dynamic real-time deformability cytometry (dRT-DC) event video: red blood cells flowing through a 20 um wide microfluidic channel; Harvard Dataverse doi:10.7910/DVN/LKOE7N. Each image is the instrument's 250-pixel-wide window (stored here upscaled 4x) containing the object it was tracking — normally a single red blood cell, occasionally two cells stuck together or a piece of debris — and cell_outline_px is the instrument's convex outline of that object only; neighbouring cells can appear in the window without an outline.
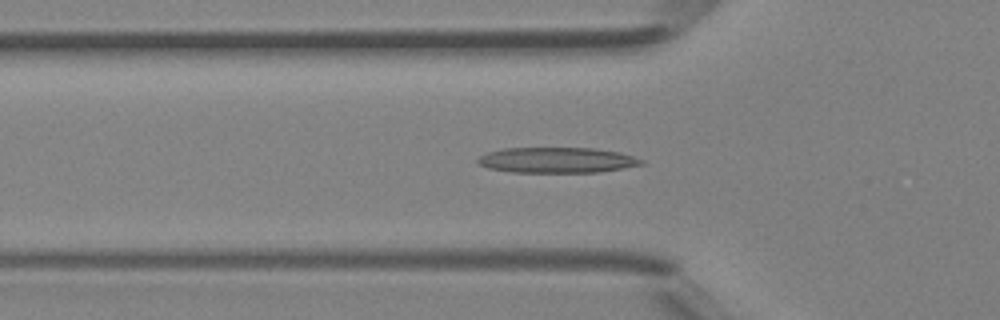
{"species": "Egyptian fruit bat (a non-hibernating species)", "species_latin": "Rousettus aegyptiacus", "temperature_condition": "room temperature", "stored_images_in_passage": 42, "camera_frame_rate_fps": 3000, "um_per_image_px": 0.085, "animal": {"sex": "female"}, "frame": {"image": 1, "passage_image": 14, "time_ms": 4.333, "image_size_px": [1000, 320], "cell_outline_px": [[644, 164], [624, 168], [600, 172], [512, 172], [488, 168], [480, 164], [476, 160], [480, 156], [488, 152], [504, 148], [592, 148], [620, 152], [644, 160]], "centroid_in_image_um": [47.36, 13.61], "position_along_channel_um": 78.4, "area_um2": 24.28}}
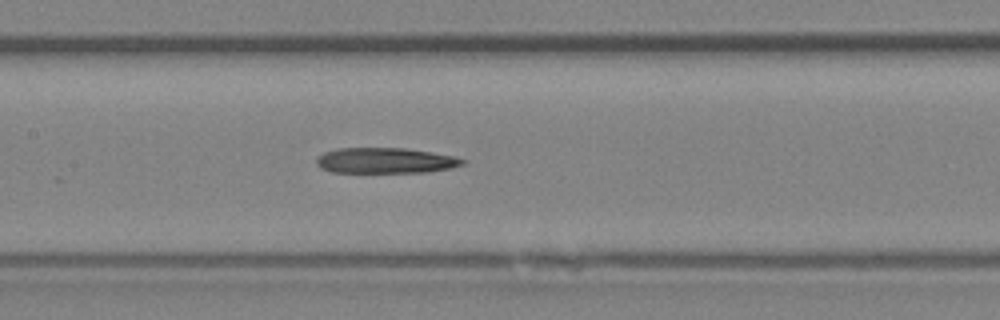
{"frame": {"image": 2, "passage_image": 20, "time_ms": 6.333, "image_size_px": [1000, 320], "cell_outline_px": [[468, 160], [464, 164], [452, 168], [428, 172], [332, 172], [320, 168], [316, 164], [316, 160], [324, 152], [336, 148], [404, 148], [432, 152], [456, 156]], "centroid_in_image_um": [32.8, 13.64], "position_along_channel_um": 174.6, "area_um2": 21.91}}
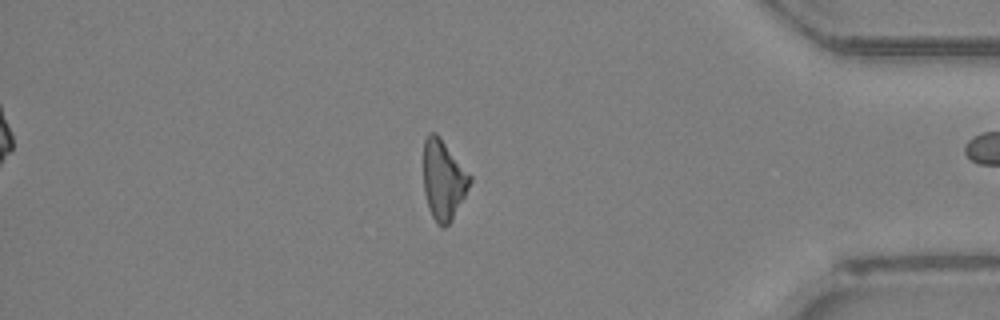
{"frame": {"image": 3, "passage_image": 36, "time_ms": 11.667, "image_size_px": [1000, 320], "cell_outline_px": [[472, 180], [452, 220], [444, 228], [436, 224], [428, 208], [424, 192], [424, 140], [428, 132], [436, 132], [472, 176]], "centroid_in_image_um": [37.68, 15.29], "position_along_channel_um": 397.5, "area_um2": 21.56}}